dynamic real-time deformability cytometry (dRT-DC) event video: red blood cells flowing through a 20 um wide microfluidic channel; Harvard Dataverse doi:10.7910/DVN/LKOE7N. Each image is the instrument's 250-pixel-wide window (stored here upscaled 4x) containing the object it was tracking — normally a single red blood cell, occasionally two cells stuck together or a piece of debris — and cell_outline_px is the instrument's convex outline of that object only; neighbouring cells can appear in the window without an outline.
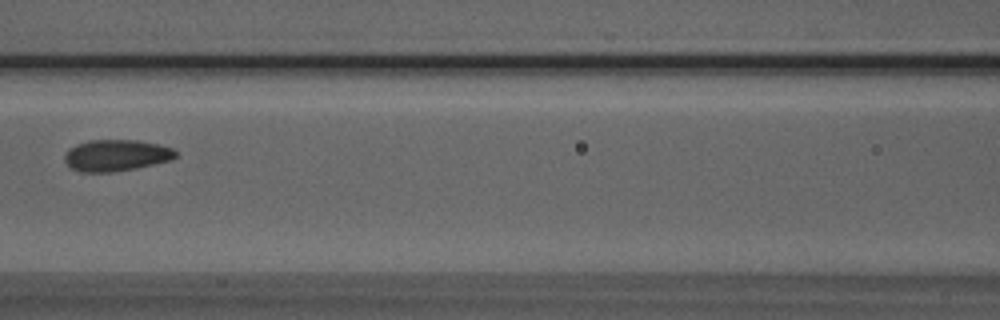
{"species": "Egyptian fruit bat (a non-hibernating species)", "species_latin": "Rousettus aegyptiacus", "temperature_condition": "room temperature", "stored_images_in_passage": 7, "camera_frame_rate_fps": 3000, "um_per_image_px": 0.085, "animal": {"sex": "male"}, "frame": {"image": 1, "passage_image": 6, "time_ms": 6.0, "image_size_px": [1000, 320], "cell_outline_px": [[176, 156], [172, 160], [136, 168], [112, 172], [80, 172], [72, 168], [64, 160], [64, 156], [68, 148], [76, 144], [88, 140], [136, 140], [160, 144], [172, 148], [176, 152]], "centroid_in_image_um": [9.87, 13.2], "position_along_channel_um": 156.7, "area_um2": 20.46}}
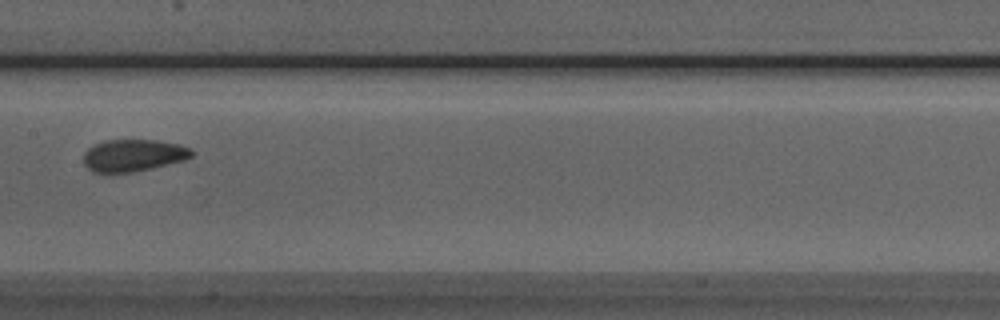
{"frame": {"image": 2, "passage_image": 7, "time_ms": 7.0, "image_size_px": [1000, 320], "cell_outline_px": [[196, 152], [192, 156], [184, 160], [152, 168], [132, 172], [92, 172], [84, 164], [84, 152], [88, 148], [104, 140], [156, 140], [180, 144], [192, 148]], "centroid_in_image_um": [11.37, 13.2], "position_along_channel_um": 196.0, "area_um2": 20.29}}